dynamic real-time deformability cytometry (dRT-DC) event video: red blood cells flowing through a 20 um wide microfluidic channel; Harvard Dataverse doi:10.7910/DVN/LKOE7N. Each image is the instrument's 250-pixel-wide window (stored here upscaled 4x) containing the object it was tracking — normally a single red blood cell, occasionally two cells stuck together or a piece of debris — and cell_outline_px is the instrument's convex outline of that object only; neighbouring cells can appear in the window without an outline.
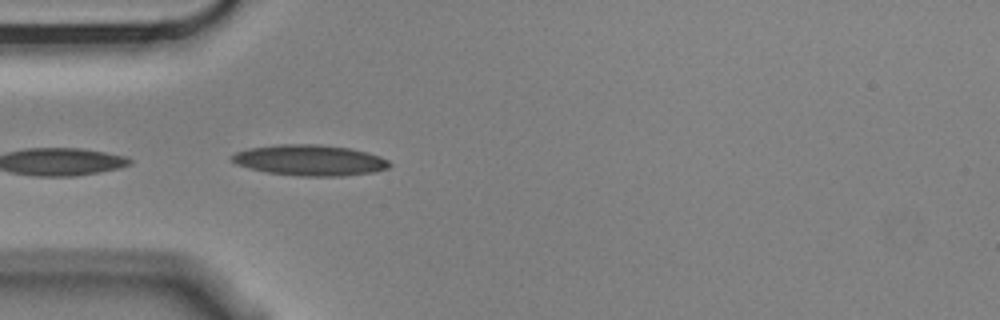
{"species": "Egyptian fruit bat (a non-hibernating species)", "species_latin": "Rousettus aegyptiacus", "temperature_condition": "cold", "stored_images_in_passage": 3, "camera_frame_rate_fps": 3000, "um_per_image_px": 0.085, "animal": {"sex": "male"}, "frame": {"image": 1, "passage_image": 3, "time_ms": 0.667, "image_size_px": [1000, 320], "cell_outline_px": [[392, 164], [388, 168], [372, 172], [344, 176], [296, 176], [268, 172], [248, 168], [236, 164], [228, 160], [236, 152], [248, 148], [280, 144], [316, 144], [348, 148], [368, 152], [380, 156], [388, 160]], "centroid_in_image_um": [26.32, 13.62], "position_along_channel_um": 58.7, "area_um2": 28.38}}